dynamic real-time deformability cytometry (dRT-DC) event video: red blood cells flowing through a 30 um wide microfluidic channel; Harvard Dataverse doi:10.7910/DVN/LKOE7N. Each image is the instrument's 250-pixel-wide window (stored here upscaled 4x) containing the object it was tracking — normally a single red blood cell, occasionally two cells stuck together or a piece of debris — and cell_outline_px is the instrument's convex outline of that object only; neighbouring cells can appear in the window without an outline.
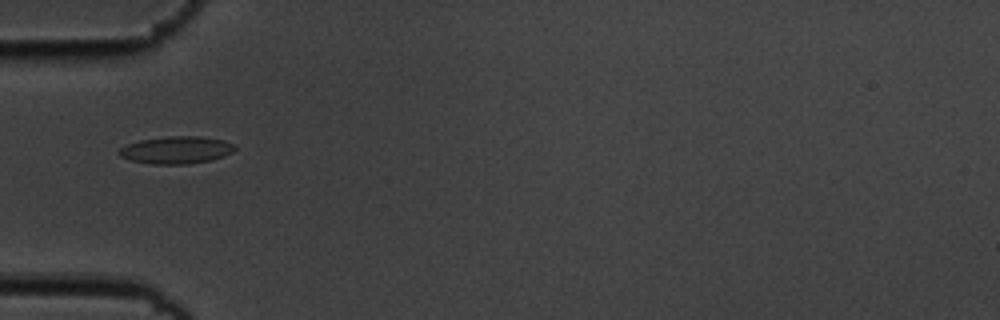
{"species": "common noctule bat (a hibernating species)", "species_latin": "Nyctalus noctula", "temperature_condition": "cold", "stored_images_in_passage": 7, "camera_frame_rate_fps": 3000, "um_per_image_px": 0.085, "animal": {"sex": "male", "body_mass_g": 19.5, "forearm_length_mm": 54.6}, "frame": {"image": 1, "passage_image": 5, "time_ms": 1.333, "image_size_px": [1000, 320], "cell_outline_px": [[236, 148], [232, 152], [224, 156], [212, 160], [188, 164], [152, 164], [132, 160], [120, 156], [116, 152], [120, 148], [128, 144], [140, 140], [168, 136], [200, 136], [224, 140], [236, 144]], "centroid_in_image_um": [15.02, 12.74], "position_along_channel_um": 70.0, "area_um2": 18.55}}
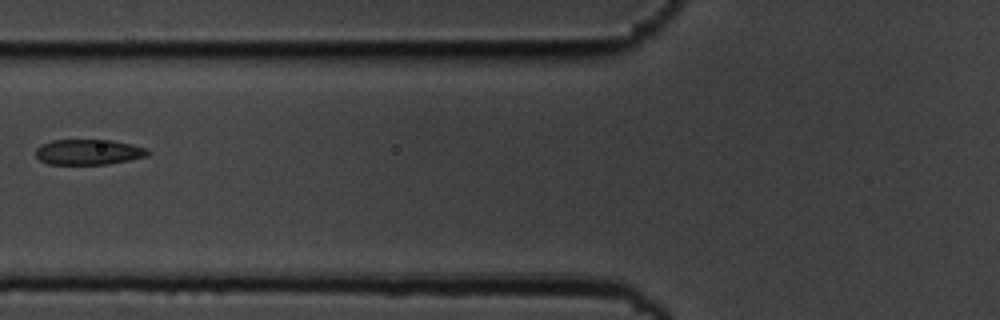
{"frame": {"image": 2, "passage_image": 6, "time_ms": 1.667, "image_size_px": [1000, 320], "cell_outline_px": [[152, 152], [148, 156], [108, 164], [48, 164], [40, 160], [36, 156], [36, 148], [40, 144], [52, 140], [112, 140], [132, 144], [148, 148]], "centroid_in_image_um": [7.55, 12.92], "position_along_channel_um": 118.3, "area_um2": 16.76}}
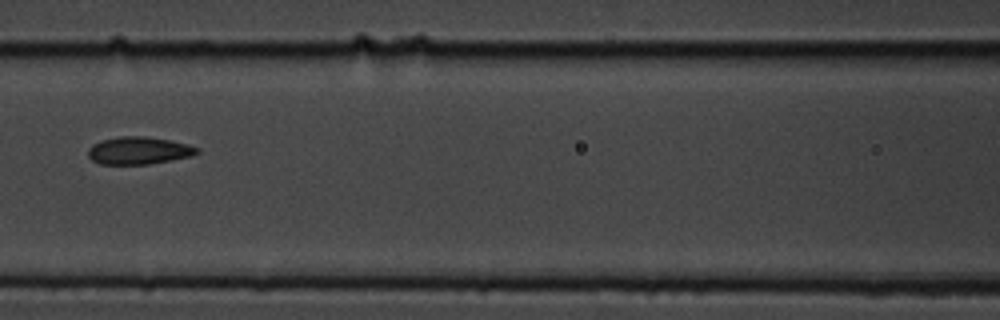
{"frame": {"image": 3, "passage_image": 7, "time_ms": 2.0, "image_size_px": [1000, 320], "cell_outline_px": [[200, 152], [192, 156], [172, 160], [148, 164], [100, 164], [92, 160], [88, 156], [88, 148], [92, 144], [104, 140], [120, 136], [144, 136], [168, 140], [188, 144], [200, 148]], "centroid_in_image_um": [11.81, 12.8], "position_along_channel_um": 154.8, "area_um2": 17.46}}